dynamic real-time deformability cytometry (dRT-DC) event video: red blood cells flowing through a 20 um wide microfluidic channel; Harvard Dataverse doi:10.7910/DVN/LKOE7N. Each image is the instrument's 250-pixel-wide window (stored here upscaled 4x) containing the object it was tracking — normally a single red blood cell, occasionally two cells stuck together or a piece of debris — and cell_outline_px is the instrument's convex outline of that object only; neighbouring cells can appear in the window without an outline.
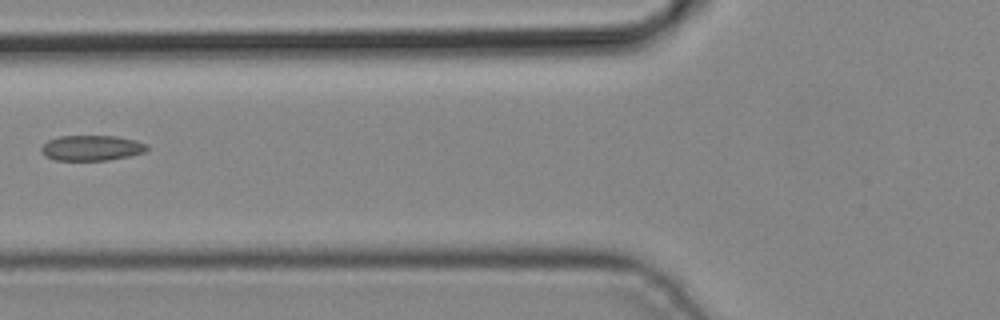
{"species": "common noctule bat (a hibernating species)", "species_latin": "Nyctalus noctula", "temperature_condition": "cold", "stored_images_in_passage": 3, "camera_frame_rate_fps": 3000, "um_per_image_px": 0.085, "animal": {"sex": "male", "body_mass_g": 19.2, "forearm_length_mm": 51.8}, "frame": {"image": 1, "passage_image": 3, "time_ms": 0.667, "image_size_px": [1000, 320], "cell_outline_px": [[148, 148], [144, 152], [128, 156], [108, 160], [56, 160], [44, 156], [40, 152], [40, 148], [48, 140], [60, 136], [116, 136], [136, 140], [148, 144]], "centroid_in_image_um": [7.77, 12.57], "position_along_channel_um": 118.0, "area_um2": 15.66}}